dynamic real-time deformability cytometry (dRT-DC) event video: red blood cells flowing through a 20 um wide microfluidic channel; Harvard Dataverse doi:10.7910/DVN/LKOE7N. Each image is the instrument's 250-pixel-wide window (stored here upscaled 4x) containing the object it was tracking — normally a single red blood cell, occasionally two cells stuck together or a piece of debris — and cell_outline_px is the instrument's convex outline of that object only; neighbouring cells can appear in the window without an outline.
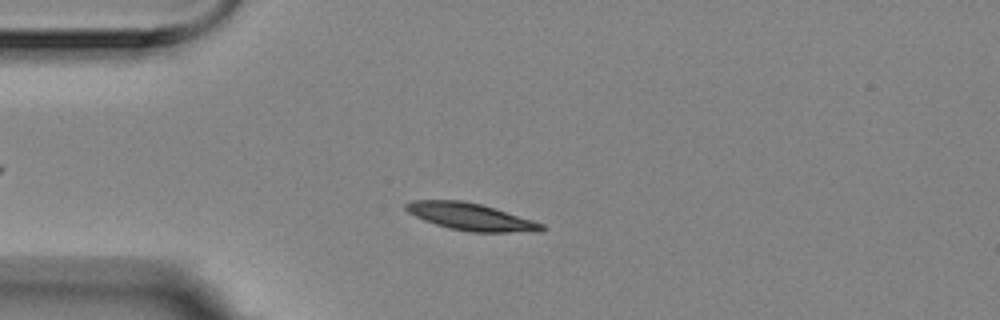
{"species": "Egyptian fruit bat (a non-hibernating species)", "species_latin": "Rousettus aegyptiacus", "temperature_condition": "room temperature", "stored_images_in_passage": 6, "camera_frame_rate_fps": 3000, "um_per_image_px": 0.085, "animal": {"sex": "female"}, "frame": {"image": 1, "passage_image": 3, "time_ms": 0.667, "image_size_px": [1000, 320], "cell_outline_px": [[548, 228], [540, 232], [472, 232], [448, 228], [424, 220], [408, 212], [404, 208], [404, 204], [412, 200], [464, 200], [480, 204], [532, 220], [544, 224]], "centroid_in_image_um": [40.02, 18.43], "position_along_channel_um": 45.0, "area_um2": 21.44}}
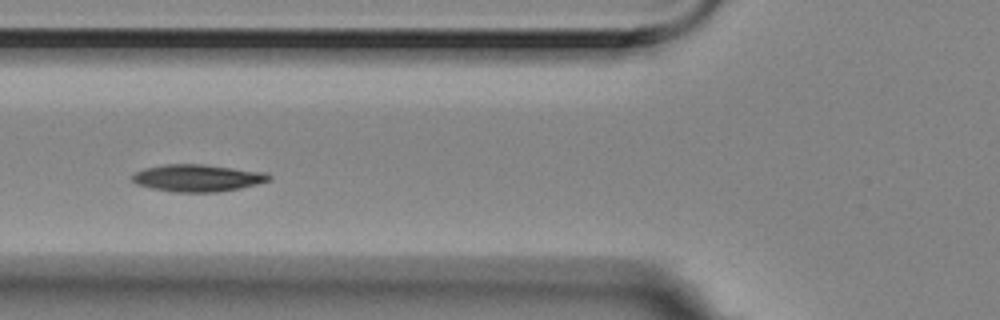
{"frame": {"image": 2, "passage_image": 5, "time_ms": 1.333, "image_size_px": [1000, 320], "cell_outline_px": [[272, 180], [240, 188], [216, 192], [172, 192], [152, 188], [136, 184], [132, 180], [132, 176], [136, 172], [144, 168], [164, 164], [204, 164], [264, 172], [272, 176]], "centroid_in_image_um": [16.79, 15.13], "position_along_channel_um": 109.0, "area_um2": 21.62}}
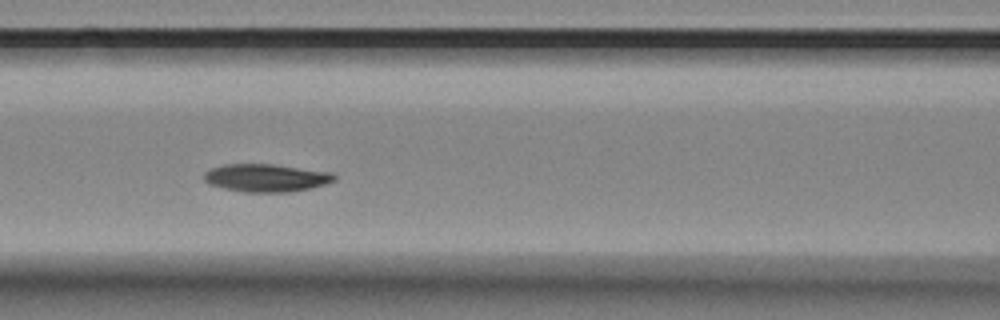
{"frame": {"image": 3, "passage_image": 6, "time_ms": 1.667, "image_size_px": [1000, 320], "cell_outline_px": [[336, 180], [312, 188], [288, 192], [244, 192], [224, 188], [208, 184], [204, 180], [204, 172], [212, 168], [224, 164], [272, 164], [332, 172], [336, 176]], "centroid_in_image_um": [22.62, 15.12], "position_along_channel_um": 144.0, "area_um2": 21.15}}